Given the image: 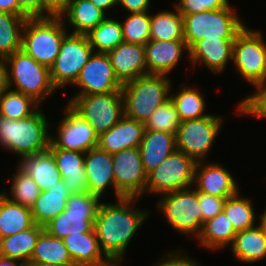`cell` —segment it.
<instances>
[{
    "label": "cell",
    "mask_w": 266,
    "mask_h": 266,
    "mask_svg": "<svg viewBox=\"0 0 266 266\" xmlns=\"http://www.w3.org/2000/svg\"><path fill=\"white\" fill-rule=\"evenodd\" d=\"M137 199L122 197L113 203L100 202L96 212L94 230L100 248L115 266L122 263L128 244L150 213L134 207Z\"/></svg>",
    "instance_id": "cell-1"
},
{
    "label": "cell",
    "mask_w": 266,
    "mask_h": 266,
    "mask_svg": "<svg viewBox=\"0 0 266 266\" xmlns=\"http://www.w3.org/2000/svg\"><path fill=\"white\" fill-rule=\"evenodd\" d=\"M49 125L41 108L21 120L0 116V146L19 157L44 152L50 144Z\"/></svg>",
    "instance_id": "cell-2"
},
{
    "label": "cell",
    "mask_w": 266,
    "mask_h": 266,
    "mask_svg": "<svg viewBox=\"0 0 266 266\" xmlns=\"http://www.w3.org/2000/svg\"><path fill=\"white\" fill-rule=\"evenodd\" d=\"M169 75L144 74L123 84L124 115L144 123L151 114L170 99Z\"/></svg>",
    "instance_id": "cell-3"
},
{
    "label": "cell",
    "mask_w": 266,
    "mask_h": 266,
    "mask_svg": "<svg viewBox=\"0 0 266 266\" xmlns=\"http://www.w3.org/2000/svg\"><path fill=\"white\" fill-rule=\"evenodd\" d=\"M60 16L27 18L22 33V50L36 62L51 67L68 34Z\"/></svg>",
    "instance_id": "cell-4"
},
{
    "label": "cell",
    "mask_w": 266,
    "mask_h": 266,
    "mask_svg": "<svg viewBox=\"0 0 266 266\" xmlns=\"http://www.w3.org/2000/svg\"><path fill=\"white\" fill-rule=\"evenodd\" d=\"M4 62L9 88L32 97L40 105L57 90L51 81L50 68L36 62L24 50L14 52Z\"/></svg>",
    "instance_id": "cell-5"
},
{
    "label": "cell",
    "mask_w": 266,
    "mask_h": 266,
    "mask_svg": "<svg viewBox=\"0 0 266 266\" xmlns=\"http://www.w3.org/2000/svg\"><path fill=\"white\" fill-rule=\"evenodd\" d=\"M234 7L182 15L184 41L190 49L204 38L235 39L246 26Z\"/></svg>",
    "instance_id": "cell-6"
},
{
    "label": "cell",
    "mask_w": 266,
    "mask_h": 266,
    "mask_svg": "<svg viewBox=\"0 0 266 266\" xmlns=\"http://www.w3.org/2000/svg\"><path fill=\"white\" fill-rule=\"evenodd\" d=\"M158 211L178 233L198 238L202 230V213L199 206V192L186 188L160 195Z\"/></svg>",
    "instance_id": "cell-7"
},
{
    "label": "cell",
    "mask_w": 266,
    "mask_h": 266,
    "mask_svg": "<svg viewBox=\"0 0 266 266\" xmlns=\"http://www.w3.org/2000/svg\"><path fill=\"white\" fill-rule=\"evenodd\" d=\"M248 28L233 42L232 62L242 79L256 88L266 81V42L261 31Z\"/></svg>",
    "instance_id": "cell-8"
},
{
    "label": "cell",
    "mask_w": 266,
    "mask_h": 266,
    "mask_svg": "<svg viewBox=\"0 0 266 266\" xmlns=\"http://www.w3.org/2000/svg\"><path fill=\"white\" fill-rule=\"evenodd\" d=\"M101 200L89 192L71 194L66 209L44 226L50 235L63 239L69 235L94 230Z\"/></svg>",
    "instance_id": "cell-9"
},
{
    "label": "cell",
    "mask_w": 266,
    "mask_h": 266,
    "mask_svg": "<svg viewBox=\"0 0 266 266\" xmlns=\"http://www.w3.org/2000/svg\"><path fill=\"white\" fill-rule=\"evenodd\" d=\"M68 104L93 127L95 133L108 131L124 116V100L119 92L72 96Z\"/></svg>",
    "instance_id": "cell-10"
},
{
    "label": "cell",
    "mask_w": 266,
    "mask_h": 266,
    "mask_svg": "<svg viewBox=\"0 0 266 266\" xmlns=\"http://www.w3.org/2000/svg\"><path fill=\"white\" fill-rule=\"evenodd\" d=\"M196 161L176 150L147 174L145 193L164 194L193 187Z\"/></svg>",
    "instance_id": "cell-11"
},
{
    "label": "cell",
    "mask_w": 266,
    "mask_h": 266,
    "mask_svg": "<svg viewBox=\"0 0 266 266\" xmlns=\"http://www.w3.org/2000/svg\"><path fill=\"white\" fill-rule=\"evenodd\" d=\"M223 117L209 114L200 119L185 120L175 134L176 149L196 162L205 161L216 136L220 133Z\"/></svg>",
    "instance_id": "cell-12"
},
{
    "label": "cell",
    "mask_w": 266,
    "mask_h": 266,
    "mask_svg": "<svg viewBox=\"0 0 266 266\" xmlns=\"http://www.w3.org/2000/svg\"><path fill=\"white\" fill-rule=\"evenodd\" d=\"M93 52L87 35L68 33L50 67L51 81L55 88L58 90L69 84L74 85Z\"/></svg>",
    "instance_id": "cell-13"
},
{
    "label": "cell",
    "mask_w": 266,
    "mask_h": 266,
    "mask_svg": "<svg viewBox=\"0 0 266 266\" xmlns=\"http://www.w3.org/2000/svg\"><path fill=\"white\" fill-rule=\"evenodd\" d=\"M112 159L116 199L142 197L145 194L147 173L143 167L139 148L121 150L112 154Z\"/></svg>",
    "instance_id": "cell-14"
},
{
    "label": "cell",
    "mask_w": 266,
    "mask_h": 266,
    "mask_svg": "<svg viewBox=\"0 0 266 266\" xmlns=\"http://www.w3.org/2000/svg\"><path fill=\"white\" fill-rule=\"evenodd\" d=\"M66 104L65 113H63L65 115L57 123V133L54 136L50 135L49 148H62L85 153L97 147L98 135L93 127L68 103Z\"/></svg>",
    "instance_id": "cell-15"
},
{
    "label": "cell",
    "mask_w": 266,
    "mask_h": 266,
    "mask_svg": "<svg viewBox=\"0 0 266 266\" xmlns=\"http://www.w3.org/2000/svg\"><path fill=\"white\" fill-rule=\"evenodd\" d=\"M73 86L79 89L73 96H85L119 92L123 85L115 76L108 54L93 52Z\"/></svg>",
    "instance_id": "cell-16"
},
{
    "label": "cell",
    "mask_w": 266,
    "mask_h": 266,
    "mask_svg": "<svg viewBox=\"0 0 266 266\" xmlns=\"http://www.w3.org/2000/svg\"><path fill=\"white\" fill-rule=\"evenodd\" d=\"M235 177L223 165L198 161L195 166L194 186L198 192L217 197H231L240 190Z\"/></svg>",
    "instance_id": "cell-17"
},
{
    "label": "cell",
    "mask_w": 266,
    "mask_h": 266,
    "mask_svg": "<svg viewBox=\"0 0 266 266\" xmlns=\"http://www.w3.org/2000/svg\"><path fill=\"white\" fill-rule=\"evenodd\" d=\"M234 40L207 37L196 42L189 49L193 68H196L197 64L204 65L212 72L222 74L228 63L232 61Z\"/></svg>",
    "instance_id": "cell-18"
},
{
    "label": "cell",
    "mask_w": 266,
    "mask_h": 266,
    "mask_svg": "<svg viewBox=\"0 0 266 266\" xmlns=\"http://www.w3.org/2000/svg\"><path fill=\"white\" fill-rule=\"evenodd\" d=\"M145 47L147 74H171L189 48L184 40H149Z\"/></svg>",
    "instance_id": "cell-19"
},
{
    "label": "cell",
    "mask_w": 266,
    "mask_h": 266,
    "mask_svg": "<svg viewBox=\"0 0 266 266\" xmlns=\"http://www.w3.org/2000/svg\"><path fill=\"white\" fill-rule=\"evenodd\" d=\"M145 131L144 123L124 115L108 131L98 136L97 147L109 154L138 148Z\"/></svg>",
    "instance_id": "cell-20"
},
{
    "label": "cell",
    "mask_w": 266,
    "mask_h": 266,
    "mask_svg": "<svg viewBox=\"0 0 266 266\" xmlns=\"http://www.w3.org/2000/svg\"><path fill=\"white\" fill-rule=\"evenodd\" d=\"M107 54L115 76L122 85L147 74L144 46L123 42Z\"/></svg>",
    "instance_id": "cell-21"
},
{
    "label": "cell",
    "mask_w": 266,
    "mask_h": 266,
    "mask_svg": "<svg viewBox=\"0 0 266 266\" xmlns=\"http://www.w3.org/2000/svg\"><path fill=\"white\" fill-rule=\"evenodd\" d=\"M84 169L89 193L101 200L108 187L115 190L112 154L98 147L92 148L85 152Z\"/></svg>",
    "instance_id": "cell-22"
},
{
    "label": "cell",
    "mask_w": 266,
    "mask_h": 266,
    "mask_svg": "<svg viewBox=\"0 0 266 266\" xmlns=\"http://www.w3.org/2000/svg\"><path fill=\"white\" fill-rule=\"evenodd\" d=\"M75 266H115L102 252L95 230L63 238Z\"/></svg>",
    "instance_id": "cell-23"
},
{
    "label": "cell",
    "mask_w": 266,
    "mask_h": 266,
    "mask_svg": "<svg viewBox=\"0 0 266 266\" xmlns=\"http://www.w3.org/2000/svg\"><path fill=\"white\" fill-rule=\"evenodd\" d=\"M53 154L64 185L71 194L88 192L84 169L85 153L62 148H48Z\"/></svg>",
    "instance_id": "cell-24"
},
{
    "label": "cell",
    "mask_w": 266,
    "mask_h": 266,
    "mask_svg": "<svg viewBox=\"0 0 266 266\" xmlns=\"http://www.w3.org/2000/svg\"><path fill=\"white\" fill-rule=\"evenodd\" d=\"M145 172L158 167L176 149L175 135L168 132L145 129L138 147Z\"/></svg>",
    "instance_id": "cell-25"
},
{
    "label": "cell",
    "mask_w": 266,
    "mask_h": 266,
    "mask_svg": "<svg viewBox=\"0 0 266 266\" xmlns=\"http://www.w3.org/2000/svg\"><path fill=\"white\" fill-rule=\"evenodd\" d=\"M19 161L18 167L33 178L41 191L63 180L53 154L49 150L23 156Z\"/></svg>",
    "instance_id": "cell-26"
},
{
    "label": "cell",
    "mask_w": 266,
    "mask_h": 266,
    "mask_svg": "<svg viewBox=\"0 0 266 266\" xmlns=\"http://www.w3.org/2000/svg\"><path fill=\"white\" fill-rule=\"evenodd\" d=\"M71 193L63 180L53 187L41 191L31 207L35 224L45 226L66 209L67 200Z\"/></svg>",
    "instance_id": "cell-27"
},
{
    "label": "cell",
    "mask_w": 266,
    "mask_h": 266,
    "mask_svg": "<svg viewBox=\"0 0 266 266\" xmlns=\"http://www.w3.org/2000/svg\"><path fill=\"white\" fill-rule=\"evenodd\" d=\"M108 13L96 7L90 0H69L65 11L60 15L64 23L74 30L69 33L87 34L100 24Z\"/></svg>",
    "instance_id": "cell-28"
},
{
    "label": "cell",
    "mask_w": 266,
    "mask_h": 266,
    "mask_svg": "<svg viewBox=\"0 0 266 266\" xmlns=\"http://www.w3.org/2000/svg\"><path fill=\"white\" fill-rule=\"evenodd\" d=\"M231 251L238 261L257 263L266 258V233L259 225L236 233Z\"/></svg>",
    "instance_id": "cell-29"
},
{
    "label": "cell",
    "mask_w": 266,
    "mask_h": 266,
    "mask_svg": "<svg viewBox=\"0 0 266 266\" xmlns=\"http://www.w3.org/2000/svg\"><path fill=\"white\" fill-rule=\"evenodd\" d=\"M35 225L31 208L9 200L0 192V236L17 234Z\"/></svg>",
    "instance_id": "cell-30"
},
{
    "label": "cell",
    "mask_w": 266,
    "mask_h": 266,
    "mask_svg": "<svg viewBox=\"0 0 266 266\" xmlns=\"http://www.w3.org/2000/svg\"><path fill=\"white\" fill-rule=\"evenodd\" d=\"M236 233L229 218L222 211L204 222L197 240L205 249L220 250L232 245Z\"/></svg>",
    "instance_id": "cell-31"
},
{
    "label": "cell",
    "mask_w": 266,
    "mask_h": 266,
    "mask_svg": "<svg viewBox=\"0 0 266 266\" xmlns=\"http://www.w3.org/2000/svg\"><path fill=\"white\" fill-rule=\"evenodd\" d=\"M43 230V226L35 224L30 229L2 238L1 256L27 264L30 262L37 239Z\"/></svg>",
    "instance_id": "cell-32"
},
{
    "label": "cell",
    "mask_w": 266,
    "mask_h": 266,
    "mask_svg": "<svg viewBox=\"0 0 266 266\" xmlns=\"http://www.w3.org/2000/svg\"><path fill=\"white\" fill-rule=\"evenodd\" d=\"M30 262L74 265L63 239L50 235L46 230L38 237Z\"/></svg>",
    "instance_id": "cell-33"
},
{
    "label": "cell",
    "mask_w": 266,
    "mask_h": 266,
    "mask_svg": "<svg viewBox=\"0 0 266 266\" xmlns=\"http://www.w3.org/2000/svg\"><path fill=\"white\" fill-rule=\"evenodd\" d=\"M27 18L0 12V60L22 48V33Z\"/></svg>",
    "instance_id": "cell-34"
},
{
    "label": "cell",
    "mask_w": 266,
    "mask_h": 266,
    "mask_svg": "<svg viewBox=\"0 0 266 266\" xmlns=\"http://www.w3.org/2000/svg\"><path fill=\"white\" fill-rule=\"evenodd\" d=\"M175 11H159L151 14L150 40H184L183 17Z\"/></svg>",
    "instance_id": "cell-35"
},
{
    "label": "cell",
    "mask_w": 266,
    "mask_h": 266,
    "mask_svg": "<svg viewBox=\"0 0 266 266\" xmlns=\"http://www.w3.org/2000/svg\"><path fill=\"white\" fill-rule=\"evenodd\" d=\"M86 35L97 53H108L124 42L121 22L108 16Z\"/></svg>",
    "instance_id": "cell-36"
},
{
    "label": "cell",
    "mask_w": 266,
    "mask_h": 266,
    "mask_svg": "<svg viewBox=\"0 0 266 266\" xmlns=\"http://www.w3.org/2000/svg\"><path fill=\"white\" fill-rule=\"evenodd\" d=\"M177 93H170V99L174 102L180 120L200 119L209 114H205L206 104L204 97L195 87H188L180 83Z\"/></svg>",
    "instance_id": "cell-37"
},
{
    "label": "cell",
    "mask_w": 266,
    "mask_h": 266,
    "mask_svg": "<svg viewBox=\"0 0 266 266\" xmlns=\"http://www.w3.org/2000/svg\"><path fill=\"white\" fill-rule=\"evenodd\" d=\"M40 104L22 92L8 88L0 95V116L21 120L34 114Z\"/></svg>",
    "instance_id": "cell-38"
},
{
    "label": "cell",
    "mask_w": 266,
    "mask_h": 266,
    "mask_svg": "<svg viewBox=\"0 0 266 266\" xmlns=\"http://www.w3.org/2000/svg\"><path fill=\"white\" fill-rule=\"evenodd\" d=\"M250 198L243 197L239 192L225 199L223 212L229 218L236 232L256 226V214Z\"/></svg>",
    "instance_id": "cell-39"
},
{
    "label": "cell",
    "mask_w": 266,
    "mask_h": 266,
    "mask_svg": "<svg viewBox=\"0 0 266 266\" xmlns=\"http://www.w3.org/2000/svg\"><path fill=\"white\" fill-rule=\"evenodd\" d=\"M12 185L10 187L11 197L4 188L2 193L12 202L31 208L35 200L40 195L41 190L28 174L17 167L15 174H11Z\"/></svg>",
    "instance_id": "cell-40"
},
{
    "label": "cell",
    "mask_w": 266,
    "mask_h": 266,
    "mask_svg": "<svg viewBox=\"0 0 266 266\" xmlns=\"http://www.w3.org/2000/svg\"><path fill=\"white\" fill-rule=\"evenodd\" d=\"M149 12L128 13V17L121 22L125 43L145 46L150 40L151 14Z\"/></svg>",
    "instance_id": "cell-41"
},
{
    "label": "cell",
    "mask_w": 266,
    "mask_h": 266,
    "mask_svg": "<svg viewBox=\"0 0 266 266\" xmlns=\"http://www.w3.org/2000/svg\"><path fill=\"white\" fill-rule=\"evenodd\" d=\"M181 120L174 102L168 99L145 122V129L176 134Z\"/></svg>",
    "instance_id": "cell-42"
},
{
    "label": "cell",
    "mask_w": 266,
    "mask_h": 266,
    "mask_svg": "<svg viewBox=\"0 0 266 266\" xmlns=\"http://www.w3.org/2000/svg\"><path fill=\"white\" fill-rule=\"evenodd\" d=\"M249 96L237 104V113L240 115H252L257 119H266V81L259 84Z\"/></svg>",
    "instance_id": "cell-43"
},
{
    "label": "cell",
    "mask_w": 266,
    "mask_h": 266,
    "mask_svg": "<svg viewBox=\"0 0 266 266\" xmlns=\"http://www.w3.org/2000/svg\"><path fill=\"white\" fill-rule=\"evenodd\" d=\"M177 2L174 3V6L181 15H192L231 6L229 0H178Z\"/></svg>",
    "instance_id": "cell-44"
},
{
    "label": "cell",
    "mask_w": 266,
    "mask_h": 266,
    "mask_svg": "<svg viewBox=\"0 0 266 266\" xmlns=\"http://www.w3.org/2000/svg\"><path fill=\"white\" fill-rule=\"evenodd\" d=\"M228 197H217L199 192V206L202 213V226L204 222L213 219L223 211L225 199Z\"/></svg>",
    "instance_id": "cell-45"
},
{
    "label": "cell",
    "mask_w": 266,
    "mask_h": 266,
    "mask_svg": "<svg viewBox=\"0 0 266 266\" xmlns=\"http://www.w3.org/2000/svg\"><path fill=\"white\" fill-rule=\"evenodd\" d=\"M160 259L161 260H159L158 263L156 262L154 266H201L197 260L186 255L185 251L181 249L176 252L172 250V252L166 253V255Z\"/></svg>",
    "instance_id": "cell-46"
},
{
    "label": "cell",
    "mask_w": 266,
    "mask_h": 266,
    "mask_svg": "<svg viewBox=\"0 0 266 266\" xmlns=\"http://www.w3.org/2000/svg\"><path fill=\"white\" fill-rule=\"evenodd\" d=\"M69 0H40V17L60 16Z\"/></svg>",
    "instance_id": "cell-47"
},
{
    "label": "cell",
    "mask_w": 266,
    "mask_h": 266,
    "mask_svg": "<svg viewBox=\"0 0 266 266\" xmlns=\"http://www.w3.org/2000/svg\"><path fill=\"white\" fill-rule=\"evenodd\" d=\"M151 0H117V5L124 7L129 13L148 12Z\"/></svg>",
    "instance_id": "cell-48"
},
{
    "label": "cell",
    "mask_w": 266,
    "mask_h": 266,
    "mask_svg": "<svg viewBox=\"0 0 266 266\" xmlns=\"http://www.w3.org/2000/svg\"><path fill=\"white\" fill-rule=\"evenodd\" d=\"M19 8L29 17H40V0H17Z\"/></svg>",
    "instance_id": "cell-49"
},
{
    "label": "cell",
    "mask_w": 266,
    "mask_h": 266,
    "mask_svg": "<svg viewBox=\"0 0 266 266\" xmlns=\"http://www.w3.org/2000/svg\"><path fill=\"white\" fill-rule=\"evenodd\" d=\"M0 12L13 13L28 17L18 6L17 0H0Z\"/></svg>",
    "instance_id": "cell-50"
},
{
    "label": "cell",
    "mask_w": 266,
    "mask_h": 266,
    "mask_svg": "<svg viewBox=\"0 0 266 266\" xmlns=\"http://www.w3.org/2000/svg\"><path fill=\"white\" fill-rule=\"evenodd\" d=\"M9 88L7 67L4 60H0V95Z\"/></svg>",
    "instance_id": "cell-51"
},
{
    "label": "cell",
    "mask_w": 266,
    "mask_h": 266,
    "mask_svg": "<svg viewBox=\"0 0 266 266\" xmlns=\"http://www.w3.org/2000/svg\"><path fill=\"white\" fill-rule=\"evenodd\" d=\"M96 7L106 11H111L112 8L117 6V0H90ZM110 9V10H109Z\"/></svg>",
    "instance_id": "cell-52"
},
{
    "label": "cell",
    "mask_w": 266,
    "mask_h": 266,
    "mask_svg": "<svg viewBox=\"0 0 266 266\" xmlns=\"http://www.w3.org/2000/svg\"><path fill=\"white\" fill-rule=\"evenodd\" d=\"M0 266H25V264L16 259L0 256Z\"/></svg>",
    "instance_id": "cell-53"
},
{
    "label": "cell",
    "mask_w": 266,
    "mask_h": 266,
    "mask_svg": "<svg viewBox=\"0 0 266 266\" xmlns=\"http://www.w3.org/2000/svg\"><path fill=\"white\" fill-rule=\"evenodd\" d=\"M25 266H75V265H57L43 262H28Z\"/></svg>",
    "instance_id": "cell-54"
},
{
    "label": "cell",
    "mask_w": 266,
    "mask_h": 266,
    "mask_svg": "<svg viewBox=\"0 0 266 266\" xmlns=\"http://www.w3.org/2000/svg\"><path fill=\"white\" fill-rule=\"evenodd\" d=\"M260 219V224H258L261 229L266 233V209L263 214L258 215V220Z\"/></svg>",
    "instance_id": "cell-55"
},
{
    "label": "cell",
    "mask_w": 266,
    "mask_h": 266,
    "mask_svg": "<svg viewBox=\"0 0 266 266\" xmlns=\"http://www.w3.org/2000/svg\"><path fill=\"white\" fill-rule=\"evenodd\" d=\"M2 238H1V236H0V256H1V252H2Z\"/></svg>",
    "instance_id": "cell-56"
}]
</instances>
